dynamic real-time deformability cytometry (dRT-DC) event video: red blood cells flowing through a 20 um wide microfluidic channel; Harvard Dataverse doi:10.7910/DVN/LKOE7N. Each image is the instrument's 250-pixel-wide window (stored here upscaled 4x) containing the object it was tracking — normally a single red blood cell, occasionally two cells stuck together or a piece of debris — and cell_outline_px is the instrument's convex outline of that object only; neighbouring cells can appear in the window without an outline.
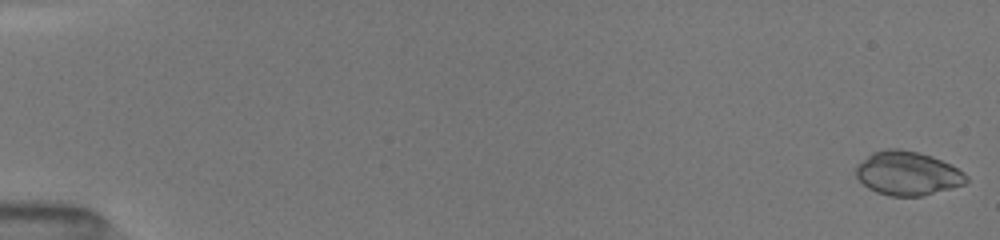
{"species": "common noctule bat (a hibernating species)", "species_latin": "Nyctalus noctula", "temperature_condition": "room temperature", "stored_images_in_passage": 52, "camera_frame_rate_fps": 3000, "um_per_image_px": 0.085, "animal": {"sex": "female", "body_mass_g": 19.5, "forearm_length_mm": 54.1}, "frame": {"image": 1, "passage_image": 1, "time_ms": 0.0, "image_size_px": [1000, 240], "cell_outline_px": [[968, 180], [964, 184], [924, 196], [888, 196], [876, 192], [868, 188], [856, 176], [856, 164], [872, 152], [888, 148], [896, 148], [916, 152], [932, 156], [964, 172], [968, 176]], "centroid_in_image_um": [77.12, 14.74], "position_along_channel_um": 7.9, "area_um2": 28.15}}
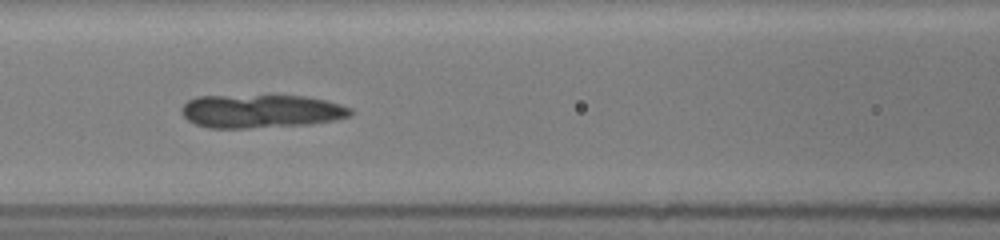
{"frame": {"image": 2, "passage_image": 21, "time_ms": 7.667, "image_size_px": [1000, 240], "cell_outline_px": [[352, 116], [336, 120], [312, 124], [248, 128], [208, 128], [196, 124], [188, 120], [180, 112], [180, 108], [188, 100], [196, 96], [304, 96], [324, 100], [340, 104], [352, 108]], "centroid_in_image_um": [22.19, 9.46], "position_along_channel_um": 144.4, "area_um2": 33.0}}
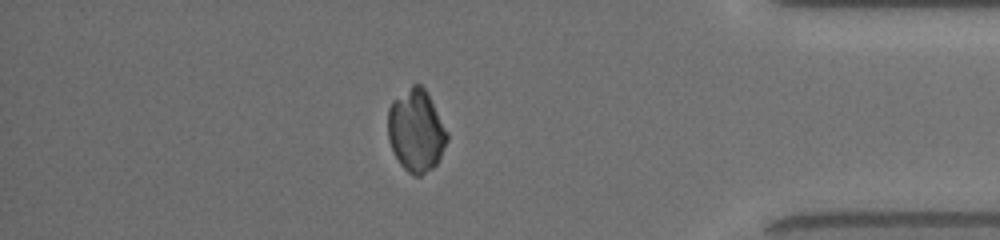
{"frame": {"image": 3, "passage_image": 45, "time_ms": 14.667, "image_size_px": [1000, 240], "cell_outline_px": [[448, 140], [436, 164], [432, 168], [420, 176], [416, 176], [408, 172], [400, 164], [388, 140], [388, 108], [392, 100], [412, 84], [420, 84], [428, 92], [448, 132]], "centroid_in_image_um": [35.37, 11.08], "position_along_channel_um": 399.8, "area_um2": 28.5}}